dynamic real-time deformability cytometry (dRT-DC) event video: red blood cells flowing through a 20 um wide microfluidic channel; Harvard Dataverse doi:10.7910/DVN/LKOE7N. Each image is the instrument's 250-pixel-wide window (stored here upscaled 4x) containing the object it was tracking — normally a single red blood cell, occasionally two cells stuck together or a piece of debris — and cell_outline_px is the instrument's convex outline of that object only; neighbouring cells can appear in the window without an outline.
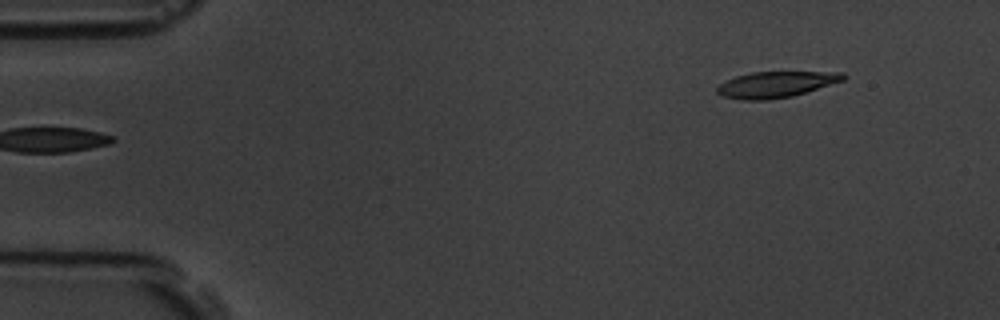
{"species": "common noctule bat (a hibernating species)", "species_latin": "Nyctalus noctula", "temperature_condition": "room temperature", "stored_images_in_passage": 6, "segment_of_instrument_passage": [2, 2], "camera_frame_rate_fps": 3000, "um_per_image_px": 0.085, "animal": {"sex": "male", "body_mass_g": 19.5, "forearm_length_mm": 54.6}, "frame": {"image": 1, "passage_image": 6, "time_ms": 6.0, "image_size_px": [1000, 320], "cell_outline_px": [[848, 76], [844, 80], [792, 96], [768, 100], [744, 100], [720, 96], [716, 92], [716, 88], [720, 84], [736, 76], [752, 72], [844, 72]], "centroid_in_image_um": [65.95, 7.18], "position_along_channel_um": 19.1, "area_um2": 19.07}}